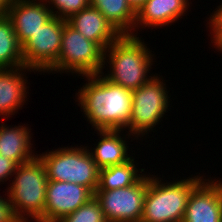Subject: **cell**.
<instances>
[{"instance_id": "484cf974", "label": "cell", "mask_w": 222, "mask_h": 222, "mask_svg": "<svg viewBox=\"0 0 222 222\" xmlns=\"http://www.w3.org/2000/svg\"><path fill=\"white\" fill-rule=\"evenodd\" d=\"M211 33V36L213 35L212 41H214L212 43H214L217 50L222 52V30H212Z\"/></svg>"}, {"instance_id": "52a82bcc", "label": "cell", "mask_w": 222, "mask_h": 222, "mask_svg": "<svg viewBox=\"0 0 222 222\" xmlns=\"http://www.w3.org/2000/svg\"><path fill=\"white\" fill-rule=\"evenodd\" d=\"M154 75L148 82L138 89L132 91V112L130 125L127 128V136H135L136 139L141 135L148 134L154 130L164 114L168 112L170 97L163 80Z\"/></svg>"}, {"instance_id": "7402d4cb", "label": "cell", "mask_w": 222, "mask_h": 222, "mask_svg": "<svg viewBox=\"0 0 222 222\" xmlns=\"http://www.w3.org/2000/svg\"><path fill=\"white\" fill-rule=\"evenodd\" d=\"M53 16L67 20L90 5V0H45ZM56 9L57 11L54 12Z\"/></svg>"}, {"instance_id": "d4e9b609", "label": "cell", "mask_w": 222, "mask_h": 222, "mask_svg": "<svg viewBox=\"0 0 222 222\" xmlns=\"http://www.w3.org/2000/svg\"><path fill=\"white\" fill-rule=\"evenodd\" d=\"M211 17H209V28L211 30H222V4L217 6L216 11H213ZM211 26V27H210Z\"/></svg>"}, {"instance_id": "2e32d148", "label": "cell", "mask_w": 222, "mask_h": 222, "mask_svg": "<svg viewBox=\"0 0 222 222\" xmlns=\"http://www.w3.org/2000/svg\"><path fill=\"white\" fill-rule=\"evenodd\" d=\"M29 127L12 126L5 123L0 126V155L15 161L18 165L34 160L35 155L32 150L31 134ZM33 153V154H32Z\"/></svg>"}, {"instance_id": "3957f363", "label": "cell", "mask_w": 222, "mask_h": 222, "mask_svg": "<svg viewBox=\"0 0 222 222\" xmlns=\"http://www.w3.org/2000/svg\"><path fill=\"white\" fill-rule=\"evenodd\" d=\"M151 176L140 222H182L191 191L203 177L196 175L165 183Z\"/></svg>"}, {"instance_id": "ffe728a7", "label": "cell", "mask_w": 222, "mask_h": 222, "mask_svg": "<svg viewBox=\"0 0 222 222\" xmlns=\"http://www.w3.org/2000/svg\"><path fill=\"white\" fill-rule=\"evenodd\" d=\"M134 158L120 165L99 170V184L96 190H114L135 184L144 174L139 173Z\"/></svg>"}, {"instance_id": "cb8c5ba5", "label": "cell", "mask_w": 222, "mask_h": 222, "mask_svg": "<svg viewBox=\"0 0 222 222\" xmlns=\"http://www.w3.org/2000/svg\"><path fill=\"white\" fill-rule=\"evenodd\" d=\"M17 167L18 164L15 161L0 155V183L7 181L6 179L9 180L15 173Z\"/></svg>"}, {"instance_id": "e0dca14e", "label": "cell", "mask_w": 222, "mask_h": 222, "mask_svg": "<svg viewBox=\"0 0 222 222\" xmlns=\"http://www.w3.org/2000/svg\"><path fill=\"white\" fill-rule=\"evenodd\" d=\"M122 131L124 130H96L101 139L96 148L89 152L99 169L120 165L132 158L127 152L129 146L124 140L126 135H123L124 138L119 135Z\"/></svg>"}, {"instance_id": "7a4b0ae2", "label": "cell", "mask_w": 222, "mask_h": 222, "mask_svg": "<svg viewBox=\"0 0 222 222\" xmlns=\"http://www.w3.org/2000/svg\"><path fill=\"white\" fill-rule=\"evenodd\" d=\"M135 34L121 35L104 51L103 59L104 65L110 64V72L104 74V77L131 91L138 89L153 77L148 73L154 62V55L147 44L142 42L141 37Z\"/></svg>"}, {"instance_id": "44dd1931", "label": "cell", "mask_w": 222, "mask_h": 222, "mask_svg": "<svg viewBox=\"0 0 222 222\" xmlns=\"http://www.w3.org/2000/svg\"><path fill=\"white\" fill-rule=\"evenodd\" d=\"M58 222H107L99 201L92 197L76 211L64 216Z\"/></svg>"}, {"instance_id": "8fae6325", "label": "cell", "mask_w": 222, "mask_h": 222, "mask_svg": "<svg viewBox=\"0 0 222 222\" xmlns=\"http://www.w3.org/2000/svg\"><path fill=\"white\" fill-rule=\"evenodd\" d=\"M182 222H222V181L203 178L192 189Z\"/></svg>"}, {"instance_id": "30bf717a", "label": "cell", "mask_w": 222, "mask_h": 222, "mask_svg": "<svg viewBox=\"0 0 222 222\" xmlns=\"http://www.w3.org/2000/svg\"><path fill=\"white\" fill-rule=\"evenodd\" d=\"M94 193L85 186L67 181L48 180L44 222H58L88 202Z\"/></svg>"}, {"instance_id": "9a60e30c", "label": "cell", "mask_w": 222, "mask_h": 222, "mask_svg": "<svg viewBox=\"0 0 222 222\" xmlns=\"http://www.w3.org/2000/svg\"><path fill=\"white\" fill-rule=\"evenodd\" d=\"M189 0H147L136 11V23L134 29L144 27L169 26L184 16L188 10ZM137 27V28H136Z\"/></svg>"}, {"instance_id": "4fadbf2b", "label": "cell", "mask_w": 222, "mask_h": 222, "mask_svg": "<svg viewBox=\"0 0 222 222\" xmlns=\"http://www.w3.org/2000/svg\"><path fill=\"white\" fill-rule=\"evenodd\" d=\"M66 21L86 39L95 42L103 51L121 36L105 16L90 5Z\"/></svg>"}, {"instance_id": "ba28073f", "label": "cell", "mask_w": 222, "mask_h": 222, "mask_svg": "<svg viewBox=\"0 0 222 222\" xmlns=\"http://www.w3.org/2000/svg\"><path fill=\"white\" fill-rule=\"evenodd\" d=\"M148 174L135 184L114 190H96L107 222H140L148 186Z\"/></svg>"}, {"instance_id": "7c38bea8", "label": "cell", "mask_w": 222, "mask_h": 222, "mask_svg": "<svg viewBox=\"0 0 222 222\" xmlns=\"http://www.w3.org/2000/svg\"><path fill=\"white\" fill-rule=\"evenodd\" d=\"M38 1L14 0L6 14L21 46L53 17L46 1Z\"/></svg>"}, {"instance_id": "277c9868", "label": "cell", "mask_w": 222, "mask_h": 222, "mask_svg": "<svg viewBox=\"0 0 222 222\" xmlns=\"http://www.w3.org/2000/svg\"><path fill=\"white\" fill-rule=\"evenodd\" d=\"M7 194L17 215L23 222L28 217L36 222H44L46 187L48 177L41 160H34L18 165ZM28 217H26V216Z\"/></svg>"}, {"instance_id": "6da1fadb", "label": "cell", "mask_w": 222, "mask_h": 222, "mask_svg": "<svg viewBox=\"0 0 222 222\" xmlns=\"http://www.w3.org/2000/svg\"><path fill=\"white\" fill-rule=\"evenodd\" d=\"M101 75L82 76L87 82L76 93L77 102L95 130H125L130 125L132 91Z\"/></svg>"}, {"instance_id": "8992f818", "label": "cell", "mask_w": 222, "mask_h": 222, "mask_svg": "<svg viewBox=\"0 0 222 222\" xmlns=\"http://www.w3.org/2000/svg\"><path fill=\"white\" fill-rule=\"evenodd\" d=\"M103 59L104 51L66 21L58 61L47 72H71L78 76L101 74L105 67Z\"/></svg>"}, {"instance_id": "d6986e66", "label": "cell", "mask_w": 222, "mask_h": 222, "mask_svg": "<svg viewBox=\"0 0 222 222\" xmlns=\"http://www.w3.org/2000/svg\"><path fill=\"white\" fill-rule=\"evenodd\" d=\"M24 66L22 46L18 42L11 20L0 16V69Z\"/></svg>"}, {"instance_id": "603a6c76", "label": "cell", "mask_w": 222, "mask_h": 222, "mask_svg": "<svg viewBox=\"0 0 222 222\" xmlns=\"http://www.w3.org/2000/svg\"><path fill=\"white\" fill-rule=\"evenodd\" d=\"M8 197V194L7 198L0 196V222H23Z\"/></svg>"}, {"instance_id": "5bb4252c", "label": "cell", "mask_w": 222, "mask_h": 222, "mask_svg": "<svg viewBox=\"0 0 222 222\" xmlns=\"http://www.w3.org/2000/svg\"><path fill=\"white\" fill-rule=\"evenodd\" d=\"M34 69L20 66L13 69H0V116L5 118L15 114L27 100V78L24 72ZM24 75V76H23ZM25 78V79H24Z\"/></svg>"}, {"instance_id": "9c48e42d", "label": "cell", "mask_w": 222, "mask_h": 222, "mask_svg": "<svg viewBox=\"0 0 222 222\" xmlns=\"http://www.w3.org/2000/svg\"><path fill=\"white\" fill-rule=\"evenodd\" d=\"M65 22L53 16L22 45L25 67L47 73L58 61Z\"/></svg>"}, {"instance_id": "83f0119b", "label": "cell", "mask_w": 222, "mask_h": 222, "mask_svg": "<svg viewBox=\"0 0 222 222\" xmlns=\"http://www.w3.org/2000/svg\"><path fill=\"white\" fill-rule=\"evenodd\" d=\"M147 0H128L129 4L137 11Z\"/></svg>"}, {"instance_id": "5b68a950", "label": "cell", "mask_w": 222, "mask_h": 222, "mask_svg": "<svg viewBox=\"0 0 222 222\" xmlns=\"http://www.w3.org/2000/svg\"><path fill=\"white\" fill-rule=\"evenodd\" d=\"M46 169L48 180L67 181L90 189L95 193L99 184V168L87 149L64 147L37 154Z\"/></svg>"}, {"instance_id": "ac0fdd59", "label": "cell", "mask_w": 222, "mask_h": 222, "mask_svg": "<svg viewBox=\"0 0 222 222\" xmlns=\"http://www.w3.org/2000/svg\"><path fill=\"white\" fill-rule=\"evenodd\" d=\"M121 35H133L136 11L128 0H90ZM133 30V31H132Z\"/></svg>"}, {"instance_id": "4316f807", "label": "cell", "mask_w": 222, "mask_h": 222, "mask_svg": "<svg viewBox=\"0 0 222 222\" xmlns=\"http://www.w3.org/2000/svg\"><path fill=\"white\" fill-rule=\"evenodd\" d=\"M14 0H0V16H5Z\"/></svg>"}]
</instances>
